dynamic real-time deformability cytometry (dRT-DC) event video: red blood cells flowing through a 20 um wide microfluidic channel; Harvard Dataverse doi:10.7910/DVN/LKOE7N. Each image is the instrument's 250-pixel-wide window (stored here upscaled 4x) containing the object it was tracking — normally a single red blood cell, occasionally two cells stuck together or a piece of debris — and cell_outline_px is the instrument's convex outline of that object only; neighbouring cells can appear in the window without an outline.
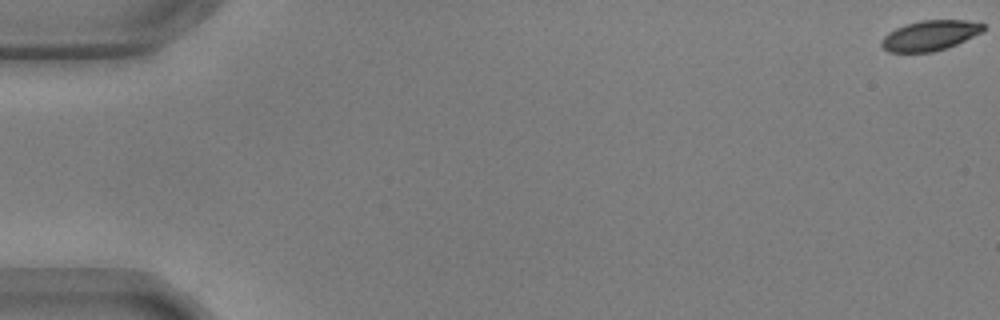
{"species": "common noctule bat (a hibernating species)", "species_latin": "Nyctalus noctula", "temperature_condition": "warm", "stored_images_in_passage": 57, "camera_frame_rate_fps": 3000, "um_per_image_px": 0.085, "animal": {"sex": "male", "body_mass_g": 17.9, "forearm_length_mm": 54.2}, "frame": {"image": 1, "passage_image": 1, "time_ms": 0.0, "image_size_px": [1000, 320], "cell_outline_px": [[984, 32], [948, 48], [932, 52], [888, 52], [880, 44], [880, 40], [888, 32], [904, 24], [920, 20], [964, 20], [984, 24]], "centroid_in_image_um": [79.04, 3.02], "position_along_channel_um": 6.0, "area_um2": 18.09}}
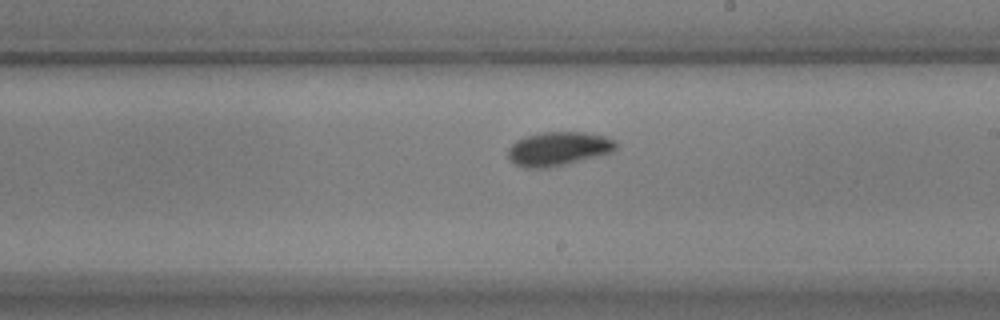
{"frame": {"image": 2, "passage_image": 34, "time_ms": 11.0, "image_size_px": [1000, 320], "cell_outline_px": [[616, 148], [612, 152], [568, 164], [548, 168], [524, 168], [508, 160], [508, 148], [516, 140], [528, 136], [544, 132], [584, 132], [604, 136], [616, 140]], "centroid_in_image_um": [47.45, 12.66], "position_along_channel_um": 241.5, "area_um2": 21.39}}
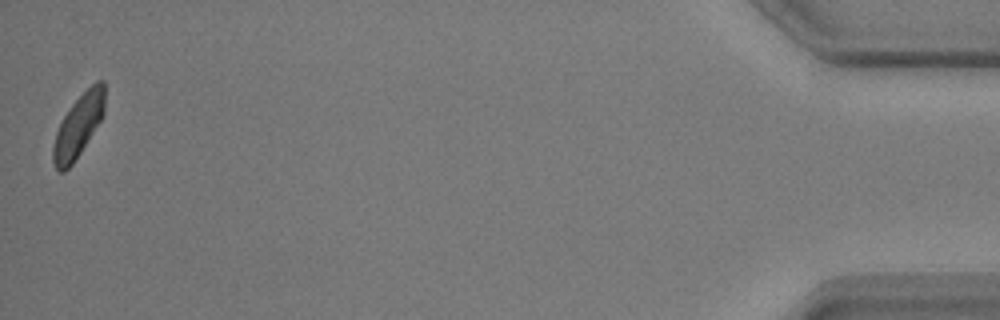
{"frame": {"image": 3, "passage_image": 57, "time_ms": 18.667, "image_size_px": [1000, 320], "cell_outline_px": [[104, 116], [72, 164], [64, 172], [60, 172], [56, 168], [52, 160], [52, 148], [56, 132], [64, 116], [72, 104], [96, 80], [104, 80]], "centroid_in_image_um": [6.66, 10.7], "position_along_channel_um": 428.5, "area_um2": 18.55}, "authors_computed_cell_mechanics": {"area_um2": 19.8832, "velocity_mm_per_s": 3.5971, "shape_relaxation_time_tau1_ms": 7.7858, "shape_relaxation_time_tau2_ms": 8.2837, "deformation_change_tau1": 0.1983, "deformation_change_tau2": 0.1257}}